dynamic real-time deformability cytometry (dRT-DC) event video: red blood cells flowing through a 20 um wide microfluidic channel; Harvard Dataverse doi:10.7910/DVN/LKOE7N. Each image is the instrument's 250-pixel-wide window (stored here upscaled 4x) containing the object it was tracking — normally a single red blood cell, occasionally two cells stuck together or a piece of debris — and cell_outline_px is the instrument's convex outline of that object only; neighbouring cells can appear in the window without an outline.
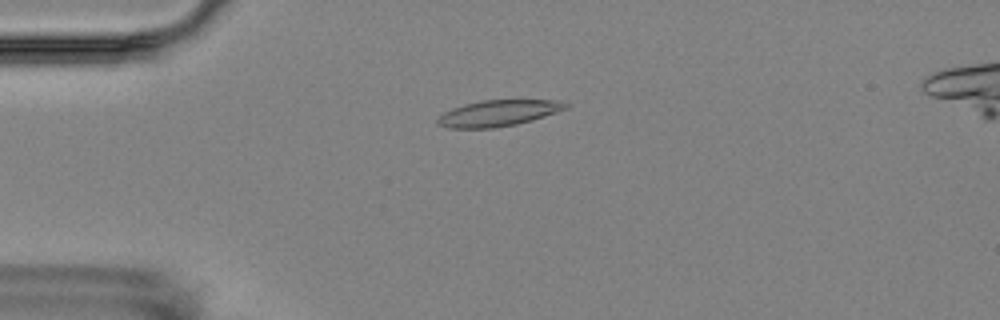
{"species": "Egyptian fruit bat (a non-hibernating species)", "species_latin": "Rousettus aegyptiacus", "temperature_condition": "room temperature", "stored_images_in_passage": 4, "camera_frame_rate_fps": 3000, "um_per_image_px": 0.085, "animal": {"sex": "female"}, "frame": {"image": 1, "passage_image": 2, "time_ms": 1.0, "image_size_px": [1000, 320], "cell_outline_px": [[568, 108], [532, 120], [516, 124], [492, 128], [448, 128], [436, 124], [436, 120], [444, 112], [452, 108], [464, 104], [480, 100], [560, 100], [568, 104]], "centroid_in_image_um": [42.33, 9.61], "position_along_channel_um": 42.7, "area_um2": 19.48}}
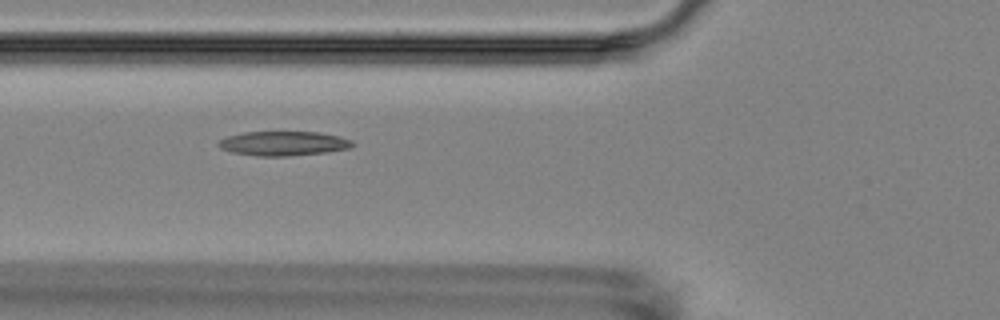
{"frame": {"image": 2, "passage_image": 4, "time_ms": 3.333, "image_size_px": [1000, 320], "cell_outline_px": [[356, 144], [352, 148], [324, 152], [288, 156], [256, 156], [232, 152], [220, 148], [216, 144], [220, 140], [228, 136], [244, 132], [320, 132], [340, 136], [352, 140]], "centroid_in_image_um": [24.12, 12.19], "position_along_channel_um": 101.7, "area_um2": 19.13}}